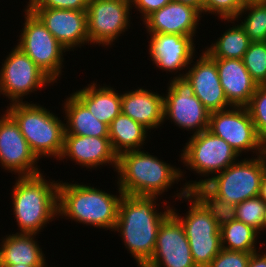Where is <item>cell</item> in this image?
Here are the masks:
<instances>
[{
  "label": "cell",
  "mask_w": 266,
  "mask_h": 267,
  "mask_svg": "<svg viewBox=\"0 0 266 267\" xmlns=\"http://www.w3.org/2000/svg\"><path fill=\"white\" fill-rule=\"evenodd\" d=\"M157 198L124 194L119 204L114 230L121 234L127 251L139 267H144L151 260L159 226L172 211L165 201L166 211L159 213L155 207L160 206L156 204Z\"/></svg>",
  "instance_id": "6da1fadb"
},
{
  "label": "cell",
  "mask_w": 266,
  "mask_h": 267,
  "mask_svg": "<svg viewBox=\"0 0 266 267\" xmlns=\"http://www.w3.org/2000/svg\"><path fill=\"white\" fill-rule=\"evenodd\" d=\"M117 186L126 195H162L184 176L180 168L164 162L144 150L126 151L118 155Z\"/></svg>",
  "instance_id": "7a4b0ae2"
},
{
  "label": "cell",
  "mask_w": 266,
  "mask_h": 267,
  "mask_svg": "<svg viewBox=\"0 0 266 267\" xmlns=\"http://www.w3.org/2000/svg\"><path fill=\"white\" fill-rule=\"evenodd\" d=\"M15 181L11 195L20 231L17 233L37 235L54 217L58 218L59 182L47 181L43 173L18 176Z\"/></svg>",
  "instance_id": "3957f363"
},
{
  "label": "cell",
  "mask_w": 266,
  "mask_h": 267,
  "mask_svg": "<svg viewBox=\"0 0 266 267\" xmlns=\"http://www.w3.org/2000/svg\"><path fill=\"white\" fill-rule=\"evenodd\" d=\"M107 193L94 186L59 182L58 216L68 217L78 223L114 231L120 201L124 195Z\"/></svg>",
  "instance_id": "277c9868"
},
{
  "label": "cell",
  "mask_w": 266,
  "mask_h": 267,
  "mask_svg": "<svg viewBox=\"0 0 266 267\" xmlns=\"http://www.w3.org/2000/svg\"><path fill=\"white\" fill-rule=\"evenodd\" d=\"M5 111L18 124L38 159L47 156L59 159L63 150L64 121L37 103H13Z\"/></svg>",
  "instance_id": "5b68a950"
},
{
  "label": "cell",
  "mask_w": 266,
  "mask_h": 267,
  "mask_svg": "<svg viewBox=\"0 0 266 267\" xmlns=\"http://www.w3.org/2000/svg\"><path fill=\"white\" fill-rule=\"evenodd\" d=\"M180 190L174 196L190 202L188 213L180 216L175 212L174 207H172L171 213L184 228L194 264L196 267H207L222 249L220 228L209 212L189 193L184 185Z\"/></svg>",
  "instance_id": "8992f818"
},
{
  "label": "cell",
  "mask_w": 266,
  "mask_h": 267,
  "mask_svg": "<svg viewBox=\"0 0 266 267\" xmlns=\"http://www.w3.org/2000/svg\"><path fill=\"white\" fill-rule=\"evenodd\" d=\"M181 153V162L195 173L206 176L208 179L189 181L184 184L189 191L196 184H205L231 164L235 163L239 155L222 138L214 135L208 129L191 135ZM213 174V175H212ZM211 175V177H209Z\"/></svg>",
  "instance_id": "52a82bcc"
},
{
  "label": "cell",
  "mask_w": 266,
  "mask_h": 267,
  "mask_svg": "<svg viewBox=\"0 0 266 267\" xmlns=\"http://www.w3.org/2000/svg\"><path fill=\"white\" fill-rule=\"evenodd\" d=\"M266 170V154L248 157L231 164L212 176L205 185L224 201L239 203L259 196L261 180Z\"/></svg>",
  "instance_id": "ba28073f"
},
{
  "label": "cell",
  "mask_w": 266,
  "mask_h": 267,
  "mask_svg": "<svg viewBox=\"0 0 266 267\" xmlns=\"http://www.w3.org/2000/svg\"><path fill=\"white\" fill-rule=\"evenodd\" d=\"M24 12L25 23L16 46L57 83L58 77L63 75V54L68 50L57 41L30 9H24Z\"/></svg>",
  "instance_id": "9c48e42d"
},
{
  "label": "cell",
  "mask_w": 266,
  "mask_h": 267,
  "mask_svg": "<svg viewBox=\"0 0 266 267\" xmlns=\"http://www.w3.org/2000/svg\"><path fill=\"white\" fill-rule=\"evenodd\" d=\"M11 50L0 69V93L11 100L10 104L23 103V96L54 84L20 48Z\"/></svg>",
  "instance_id": "30bf717a"
},
{
  "label": "cell",
  "mask_w": 266,
  "mask_h": 267,
  "mask_svg": "<svg viewBox=\"0 0 266 267\" xmlns=\"http://www.w3.org/2000/svg\"><path fill=\"white\" fill-rule=\"evenodd\" d=\"M169 83L164 96V120H172L177 127L191 130L192 134L207 130L211 112L195 96L189 81L185 77H173Z\"/></svg>",
  "instance_id": "8fae6325"
},
{
  "label": "cell",
  "mask_w": 266,
  "mask_h": 267,
  "mask_svg": "<svg viewBox=\"0 0 266 267\" xmlns=\"http://www.w3.org/2000/svg\"><path fill=\"white\" fill-rule=\"evenodd\" d=\"M208 130L224 139L240 157L250 150L255 156L265 153V144L257 135L247 107L232 106L211 112Z\"/></svg>",
  "instance_id": "7c38bea8"
},
{
  "label": "cell",
  "mask_w": 266,
  "mask_h": 267,
  "mask_svg": "<svg viewBox=\"0 0 266 267\" xmlns=\"http://www.w3.org/2000/svg\"><path fill=\"white\" fill-rule=\"evenodd\" d=\"M130 0H88L87 31L89 44L112 45L130 27Z\"/></svg>",
  "instance_id": "4fadbf2b"
},
{
  "label": "cell",
  "mask_w": 266,
  "mask_h": 267,
  "mask_svg": "<svg viewBox=\"0 0 266 267\" xmlns=\"http://www.w3.org/2000/svg\"><path fill=\"white\" fill-rule=\"evenodd\" d=\"M39 159L32 152L15 120L5 112L0 116V163L2 168L18 176L41 173Z\"/></svg>",
  "instance_id": "5bb4252c"
},
{
  "label": "cell",
  "mask_w": 266,
  "mask_h": 267,
  "mask_svg": "<svg viewBox=\"0 0 266 267\" xmlns=\"http://www.w3.org/2000/svg\"><path fill=\"white\" fill-rule=\"evenodd\" d=\"M144 267H196L184 228L172 213L160 224L154 253Z\"/></svg>",
  "instance_id": "9a60e30c"
},
{
  "label": "cell",
  "mask_w": 266,
  "mask_h": 267,
  "mask_svg": "<svg viewBox=\"0 0 266 267\" xmlns=\"http://www.w3.org/2000/svg\"><path fill=\"white\" fill-rule=\"evenodd\" d=\"M30 10L68 51L89 43L86 11L50 8H31Z\"/></svg>",
  "instance_id": "2e32d148"
},
{
  "label": "cell",
  "mask_w": 266,
  "mask_h": 267,
  "mask_svg": "<svg viewBox=\"0 0 266 267\" xmlns=\"http://www.w3.org/2000/svg\"><path fill=\"white\" fill-rule=\"evenodd\" d=\"M200 55L195 64L187 68V72L175 77H185L192 85L195 96L210 112L232 107L221 86L216 62L205 51Z\"/></svg>",
  "instance_id": "e0dca14e"
},
{
  "label": "cell",
  "mask_w": 266,
  "mask_h": 267,
  "mask_svg": "<svg viewBox=\"0 0 266 267\" xmlns=\"http://www.w3.org/2000/svg\"><path fill=\"white\" fill-rule=\"evenodd\" d=\"M149 36V54L156 67L177 73L191 65L196 51L193 37L163 33Z\"/></svg>",
  "instance_id": "ac0fdd59"
},
{
  "label": "cell",
  "mask_w": 266,
  "mask_h": 267,
  "mask_svg": "<svg viewBox=\"0 0 266 267\" xmlns=\"http://www.w3.org/2000/svg\"><path fill=\"white\" fill-rule=\"evenodd\" d=\"M70 158L87 169L108 163L117 168L118 155L113 151L108 137L64 134L63 150L59 160Z\"/></svg>",
  "instance_id": "d6986e66"
},
{
  "label": "cell",
  "mask_w": 266,
  "mask_h": 267,
  "mask_svg": "<svg viewBox=\"0 0 266 267\" xmlns=\"http://www.w3.org/2000/svg\"><path fill=\"white\" fill-rule=\"evenodd\" d=\"M201 12L192 5L171 1L149 15L144 21L148 34L191 36L197 31Z\"/></svg>",
  "instance_id": "ffe728a7"
},
{
  "label": "cell",
  "mask_w": 266,
  "mask_h": 267,
  "mask_svg": "<svg viewBox=\"0 0 266 267\" xmlns=\"http://www.w3.org/2000/svg\"><path fill=\"white\" fill-rule=\"evenodd\" d=\"M225 96L232 106L246 107L259 86L250 76L242 59L212 58Z\"/></svg>",
  "instance_id": "44dd1931"
},
{
  "label": "cell",
  "mask_w": 266,
  "mask_h": 267,
  "mask_svg": "<svg viewBox=\"0 0 266 267\" xmlns=\"http://www.w3.org/2000/svg\"><path fill=\"white\" fill-rule=\"evenodd\" d=\"M121 113L150 130L164 123V94L139 88L121 93Z\"/></svg>",
  "instance_id": "7402d4cb"
},
{
  "label": "cell",
  "mask_w": 266,
  "mask_h": 267,
  "mask_svg": "<svg viewBox=\"0 0 266 267\" xmlns=\"http://www.w3.org/2000/svg\"><path fill=\"white\" fill-rule=\"evenodd\" d=\"M8 235V236H7ZM0 244L1 264H25L42 267L46 263L45 254L37 244L36 234H7Z\"/></svg>",
  "instance_id": "603a6c76"
},
{
  "label": "cell",
  "mask_w": 266,
  "mask_h": 267,
  "mask_svg": "<svg viewBox=\"0 0 266 267\" xmlns=\"http://www.w3.org/2000/svg\"><path fill=\"white\" fill-rule=\"evenodd\" d=\"M91 82L88 86L73 94L89 109L99 121L110 126L121 113V94L110 86H97Z\"/></svg>",
  "instance_id": "cb8c5ba5"
},
{
  "label": "cell",
  "mask_w": 266,
  "mask_h": 267,
  "mask_svg": "<svg viewBox=\"0 0 266 267\" xmlns=\"http://www.w3.org/2000/svg\"><path fill=\"white\" fill-rule=\"evenodd\" d=\"M64 104L65 134L78 136L109 137V126L97 118L72 93Z\"/></svg>",
  "instance_id": "d4e9b609"
},
{
  "label": "cell",
  "mask_w": 266,
  "mask_h": 267,
  "mask_svg": "<svg viewBox=\"0 0 266 267\" xmlns=\"http://www.w3.org/2000/svg\"><path fill=\"white\" fill-rule=\"evenodd\" d=\"M148 129L129 116L120 113L109 126V139L113 151L119 155L126 151L141 150L147 140Z\"/></svg>",
  "instance_id": "484cf974"
},
{
  "label": "cell",
  "mask_w": 266,
  "mask_h": 267,
  "mask_svg": "<svg viewBox=\"0 0 266 267\" xmlns=\"http://www.w3.org/2000/svg\"><path fill=\"white\" fill-rule=\"evenodd\" d=\"M213 43L204 50L211 58L243 59L251 41L240 24H235Z\"/></svg>",
  "instance_id": "4316f807"
},
{
  "label": "cell",
  "mask_w": 266,
  "mask_h": 267,
  "mask_svg": "<svg viewBox=\"0 0 266 267\" xmlns=\"http://www.w3.org/2000/svg\"><path fill=\"white\" fill-rule=\"evenodd\" d=\"M189 193L203 205L219 228L236 220V205L218 197L205 184L194 185Z\"/></svg>",
  "instance_id": "83f0119b"
},
{
  "label": "cell",
  "mask_w": 266,
  "mask_h": 267,
  "mask_svg": "<svg viewBox=\"0 0 266 267\" xmlns=\"http://www.w3.org/2000/svg\"><path fill=\"white\" fill-rule=\"evenodd\" d=\"M221 247L229 251L256 252L259 233L240 221H232L220 228Z\"/></svg>",
  "instance_id": "f1b7e54d"
},
{
  "label": "cell",
  "mask_w": 266,
  "mask_h": 267,
  "mask_svg": "<svg viewBox=\"0 0 266 267\" xmlns=\"http://www.w3.org/2000/svg\"><path fill=\"white\" fill-rule=\"evenodd\" d=\"M247 11V12H246ZM248 14L245 16V14ZM241 20L240 26L244 29L251 42H266V1L247 2L235 19H225L224 22Z\"/></svg>",
  "instance_id": "f546056e"
},
{
  "label": "cell",
  "mask_w": 266,
  "mask_h": 267,
  "mask_svg": "<svg viewBox=\"0 0 266 267\" xmlns=\"http://www.w3.org/2000/svg\"><path fill=\"white\" fill-rule=\"evenodd\" d=\"M236 220L260 233L266 221V202L256 196L239 203L236 205Z\"/></svg>",
  "instance_id": "4dcf8cb0"
},
{
  "label": "cell",
  "mask_w": 266,
  "mask_h": 267,
  "mask_svg": "<svg viewBox=\"0 0 266 267\" xmlns=\"http://www.w3.org/2000/svg\"><path fill=\"white\" fill-rule=\"evenodd\" d=\"M243 63L258 85H266V42H251Z\"/></svg>",
  "instance_id": "1f68e13d"
},
{
  "label": "cell",
  "mask_w": 266,
  "mask_h": 267,
  "mask_svg": "<svg viewBox=\"0 0 266 267\" xmlns=\"http://www.w3.org/2000/svg\"><path fill=\"white\" fill-rule=\"evenodd\" d=\"M260 140L266 144V85H259L246 106Z\"/></svg>",
  "instance_id": "d6a6232c"
},
{
  "label": "cell",
  "mask_w": 266,
  "mask_h": 267,
  "mask_svg": "<svg viewBox=\"0 0 266 267\" xmlns=\"http://www.w3.org/2000/svg\"><path fill=\"white\" fill-rule=\"evenodd\" d=\"M243 6L244 3L241 0H204L203 14L218 15L221 21L235 19Z\"/></svg>",
  "instance_id": "836d02e7"
},
{
  "label": "cell",
  "mask_w": 266,
  "mask_h": 267,
  "mask_svg": "<svg viewBox=\"0 0 266 267\" xmlns=\"http://www.w3.org/2000/svg\"><path fill=\"white\" fill-rule=\"evenodd\" d=\"M251 253L221 249L207 267H247Z\"/></svg>",
  "instance_id": "e575fe53"
},
{
  "label": "cell",
  "mask_w": 266,
  "mask_h": 267,
  "mask_svg": "<svg viewBox=\"0 0 266 267\" xmlns=\"http://www.w3.org/2000/svg\"><path fill=\"white\" fill-rule=\"evenodd\" d=\"M88 0H40L32 8L87 11Z\"/></svg>",
  "instance_id": "d590c367"
},
{
  "label": "cell",
  "mask_w": 266,
  "mask_h": 267,
  "mask_svg": "<svg viewBox=\"0 0 266 267\" xmlns=\"http://www.w3.org/2000/svg\"><path fill=\"white\" fill-rule=\"evenodd\" d=\"M171 1L173 0H130L132 9L135 7L143 16L142 21Z\"/></svg>",
  "instance_id": "8d00e7d4"
},
{
  "label": "cell",
  "mask_w": 266,
  "mask_h": 267,
  "mask_svg": "<svg viewBox=\"0 0 266 267\" xmlns=\"http://www.w3.org/2000/svg\"><path fill=\"white\" fill-rule=\"evenodd\" d=\"M259 253H261L260 250L251 253L247 267H266V253Z\"/></svg>",
  "instance_id": "74e56055"
},
{
  "label": "cell",
  "mask_w": 266,
  "mask_h": 267,
  "mask_svg": "<svg viewBox=\"0 0 266 267\" xmlns=\"http://www.w3.org/2000/svg\"><path fill=\"white\" fill-rule=\"evenodd\" d=\"M173 1L192 5L201 12V15L203 14L204 0H173Z\"/></svg>",
  "instance_id": "f35d334b"
},
{
  "label": "cell",
  "mask_w": 266,
  "mask_h": 267,
  "mask_svg": "<svg viewBox=\"0 0 266 267\" xmlns=\"http://www.w3.org/2000/svg\"><path fill=\"white\" fill-rule=\"evenodd\" d=\"M260 198L266 202V170L263 174L260 187Z\"/></svg>",
  "instance_id": "ab89813d"
},
{
  "label": "cell",
  "mask_w": 266,
  "mask_h": 267,
  "mask_svg": "<svg viewBox=\"0 0 266 267\" xmlns=\"http://www.w3.org/2000/svg\"><path fill=\"white\" fill-rule=\"evenodd\" d=\"M1 267H32V266H28V265H25V264H18V265H15V264H1Z\"/></svg>",
  "instance_id": "60d3db41"
},
{
  "label": "cell",
  "mask_w": 266,
  "mask_h": 267,
  "mask_svg": "<svg viewBox=\"0 0 266 267\" xmlns=\"http://www.w3.org/2000/svg\"><path fill=\"white\" fill-rule=\"evenodd\" d=\"M40 0H29V2H27V6L25 9H31L35 4H37Z\"/></svg>",
  "instance_id": "b9f144b4"
},
{
  "label": "cell",
  "mask_w": 266,
  "mask_h": 267,
  "mask_svg": "<svg viewBox=\"0 0 266 267\" xmlns=\"http://www.w3.org/2000/svg\"><path fill=\"white\" fill-rule=\"evenodd\" d=\"M243 3L247 2H257V1H266V0H241Z\"/></svg>",
  "instance_id": "7bdbcfd3"
}]
</instances>
